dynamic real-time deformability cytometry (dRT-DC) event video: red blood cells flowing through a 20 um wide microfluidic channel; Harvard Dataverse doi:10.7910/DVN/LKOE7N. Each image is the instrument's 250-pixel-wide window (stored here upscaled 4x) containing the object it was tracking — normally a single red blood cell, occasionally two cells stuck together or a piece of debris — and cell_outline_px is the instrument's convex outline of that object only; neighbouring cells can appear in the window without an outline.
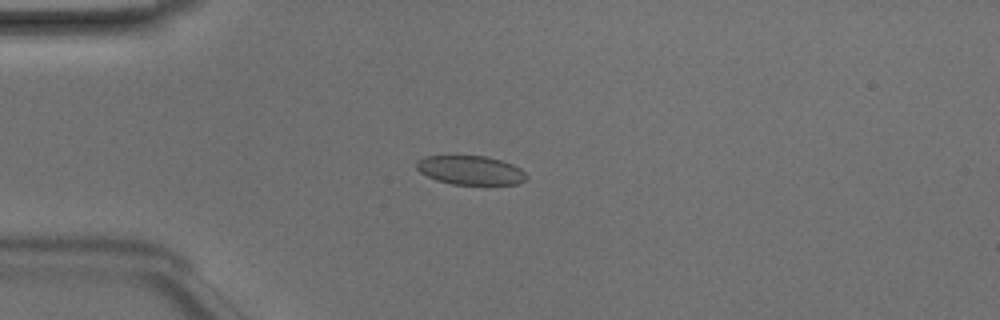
{"species": "Egyptian fruit bat (a non-hibernating species)", "species_latin": "Rousettus aegyptiacus", "temperature_condition": "room temperature", "stored_images_in_passage": 32, "camera_frame_rate_fps": 3000, "um_per_image_px": 0.085, "animal": {"sex": "male"}, "frame": {"image": 1, "passage_image": 2, "time_ms": 0.333, "image_size_px": [1000, 320], "cell_outline_px": [[528, 176], [524, 180], [516, 184], [452, 184], [436, 180], [420, 172], [416, 168], [416, 160], [424, 156], [484, 156], [500, 160], [512, 164], [520, 168]], "centroid_in_image_um": [39.96, 14.46], "position_along_channel_um": 45.0, "area_um2": 18.44}}
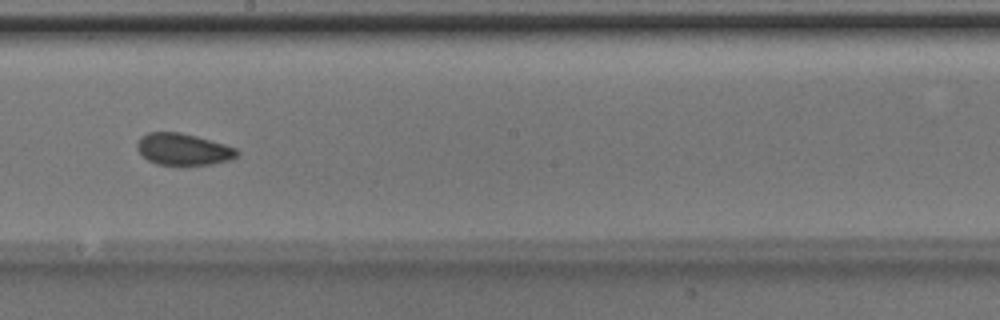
{"frame": {"image": 2, "passage_image": 17, "time_ms": 5.333, "image_size_px": [1000, 320], "cell_outline_px": [[240, 152], [236, 156], [228, 160], [212, 164], [180, 168], [156, 164], [148, 160], [136, 148], [136, 144], [140, 136], [148, 132], [180, 132], [196, 136], [224, 144], [236, 148]], "centroid_in_image_um": [15.55, 12.73], "position_along_channel_um": 232.7, "area_um2": 19.07}}
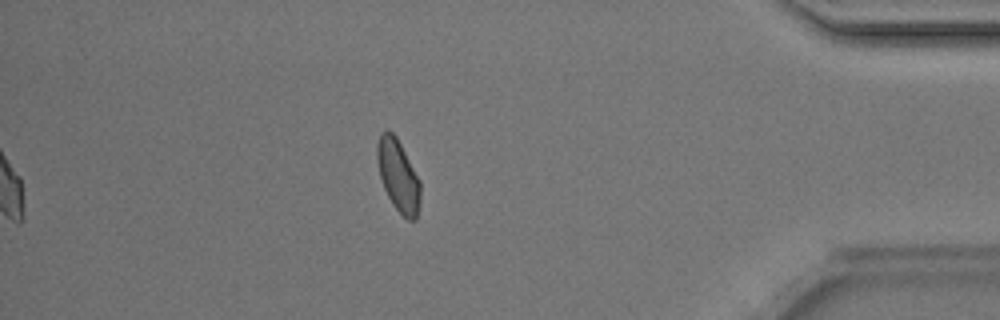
{"frame": {"image": 3, "passage_image": 32, "time_ms": 10.333, "image_size_px": [1000, 320], "cell_outline_px": [[420, 200], [416, 220], [408, 220], [392, 204], [384, 188], [380, 176], [376, 160], [376, 144], [380, 132], [388, 128], [396, 136], [420, 180]], "centroid_in_image_um": [33.82, 14.88], "position_along_channel_um": 401.4, "area_um2": 18.21}, "authors_computed_cell_mechanics": {"area_um2": 18.7561, "velocity_mm_per_s": 4.1453, "shape_relaxation_time_tau1_ms": 5.7441, "shape_relaxation_time_tau2_ms": 2.1725, "deformation_change_tau1": 0.0732, "deformation_change_tau2": 0.0687}}